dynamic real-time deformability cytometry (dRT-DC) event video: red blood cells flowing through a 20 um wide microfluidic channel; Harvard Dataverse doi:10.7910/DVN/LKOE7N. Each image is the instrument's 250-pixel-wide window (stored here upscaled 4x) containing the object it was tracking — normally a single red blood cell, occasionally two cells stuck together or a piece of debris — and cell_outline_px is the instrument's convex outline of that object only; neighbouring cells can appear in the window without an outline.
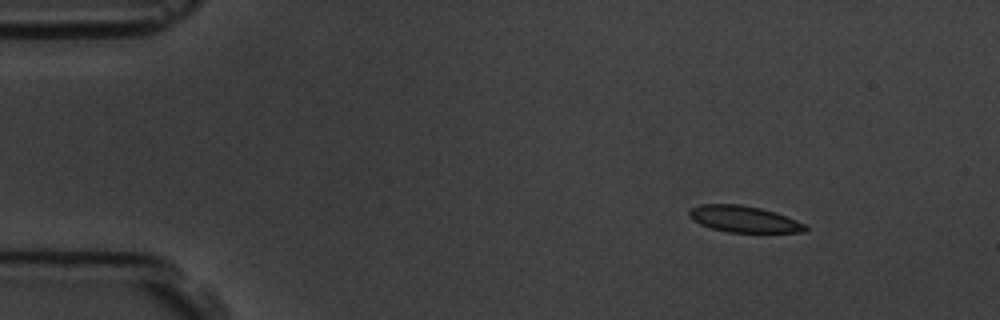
{"species": "common noctule bat (a hibernating species)", "species_latin": "Nyctalus noctula", "temperature_condition": "room temperature", "stored_images_in_passage": 4, "camera_frame_rate_fps": 3000, "um_per_image_px": 0.085, "animal": {"sex": "male", "body_mass_g": 19.5, "forearm_length_mm": 54.6}, "frame": {"image": 1, "passage_image": 2, "time_ms": 1.333, "image_size_px": [1000, 320], "cell_outline_px": [[808, 228], [804, 232], [728, 232], [712, 228], [700, 224], [692, 220], [688, 216], [688, 212], [692, 208], [700, 204], [740, 204], [760, 208], [776, 212], [796, 220], [804, 224]], "centroid_in_image_um": [63.2, 18.61], "position_along_channel_um": 21.8, "area_um2": 17.8}}
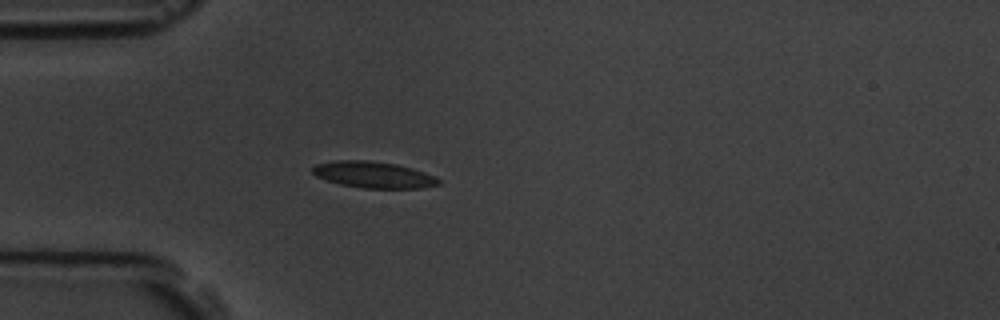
{"frame": {"image": 2, "passage_image": 4, "time_ms": 4.333, "image_size_px": [1000, 320], "cell_outline_px": [[440, 184], [420, 188], [364, 188], [340, 184], [316, 176], [312, 172], [312, 168], [316, 164], [336, 160], [368, 160], [396, 164], [412, 168], [424, 172], [440, 180]], "centroid_in_image_um": [31.73, 14.85], "position_along_channel_um": 53.3, "area_um2": 19.19}}